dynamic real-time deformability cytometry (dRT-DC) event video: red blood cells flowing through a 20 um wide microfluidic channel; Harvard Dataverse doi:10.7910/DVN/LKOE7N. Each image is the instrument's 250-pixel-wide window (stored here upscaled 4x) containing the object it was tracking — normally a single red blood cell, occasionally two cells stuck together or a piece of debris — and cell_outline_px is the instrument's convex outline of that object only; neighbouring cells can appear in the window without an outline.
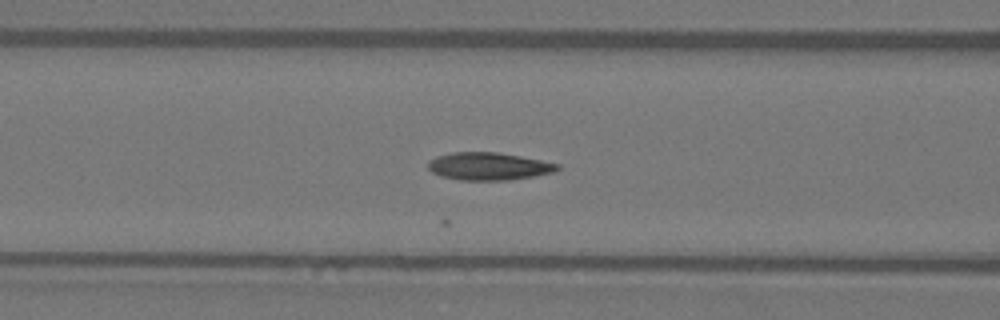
{"species": "Egyptian fruit bat (a non-hibernating species)", "species_latin": "Rousettus aegyptiacus", "temperature_condition": "warm", "stored_images_in_passage": 15, "camera_frame_rate_fps": 3000, "um_per_image_px": 0.085, "animal": {"sex": "female"}, "frame": {"image": 1, "passage_image": 6, "time_ms": 1.667, "image_size_px": [1000, 320], "cell_outline_px": [[560, 168], [556, 172], [508, 180], [460, 180], [440, 176], [432, 172], [428, 168], [428, 160], [436, 156], [452, 152], [496, 152], [520, 156], [560, 164]], "centroid_in_image_um": [41.52, 14.13], "position_along_channel_um": 125.1, "area_um2": 20.87}}
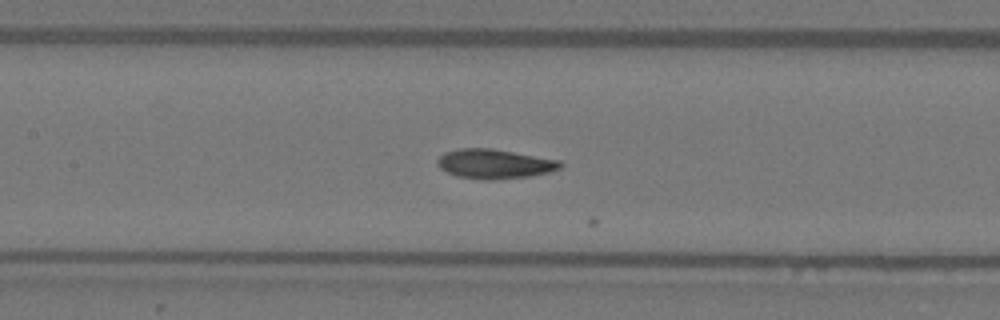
{"frame": {"image": 2, "passage_image": 9, "time_ms": 2.667, "image_size_px": [1000, 320], "cell_outline_px": [[564, 164], [560, 168], [548, 172], [528, 176], [488, 180], [484, 180], [456, 176], [440, 168], [436, 164], [436, 160], [444, 152], [460, 148], [492, 148], [560, 160]], "centroid_in_image_um": [42.01, 13.92], "position_along_channel_um": 165.4, "area_um2": 21.1}}